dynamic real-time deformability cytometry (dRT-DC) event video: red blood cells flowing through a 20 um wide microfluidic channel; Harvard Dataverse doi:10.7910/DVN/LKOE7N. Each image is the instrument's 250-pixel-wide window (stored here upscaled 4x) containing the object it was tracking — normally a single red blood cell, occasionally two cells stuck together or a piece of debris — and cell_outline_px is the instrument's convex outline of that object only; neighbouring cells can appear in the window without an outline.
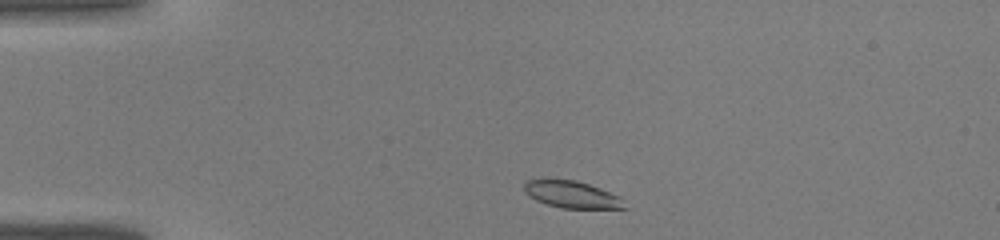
{"species": "common noctule bat (a hibernating species)", "species_latin": "Nyctalus noctula", "temperature_condition": "warm", "stored_images_in_passage": 35, "camera_frame_rate_fps": 3000, "um_per_image_px": 0.085, "animal": {"sex": "male", "body_mass_g": 19.0, "forearm_length_mm": 50.8}, "frame": {"image": 1, "passage_image": 2, "time_ms": 0.333, "image_size_px": [1000, 240], "cell_outline_px": [[628, 208], [560, 208], [536, 200], [528, 196], [524, 192], [524, 180], [576, 180], [600, 188], [620, 196]], "centroid_in_image_um": [48.6, 16.54], "position_along_channel_um": 36.4, "area_um2": 15.66}}
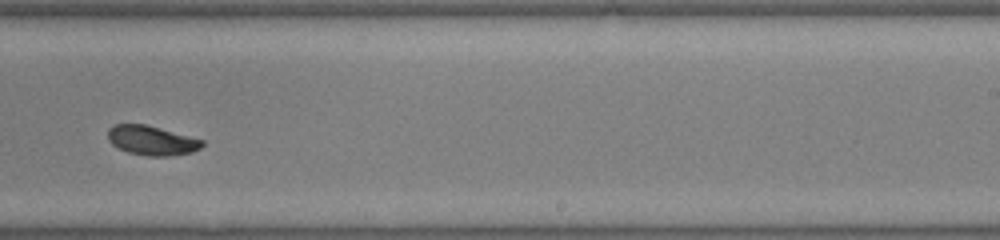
{"frame": {"image": 2, "passage_image": 20, "time_ms": 6.333, "image_size_px": [1000, 240], "cell_outline_px": [[204, 144], [200, 148], [192, 152], [172, 156], [148, 156], [128, 152], [112, 144], [108, 140], [108, 128], [112, 124], [144, 124], [160, 128], [204, 140]], "centroid_in_image_um": [12.89, 11.94], "position_along_channel_um": 276.1, "area_um2": 16.18}}
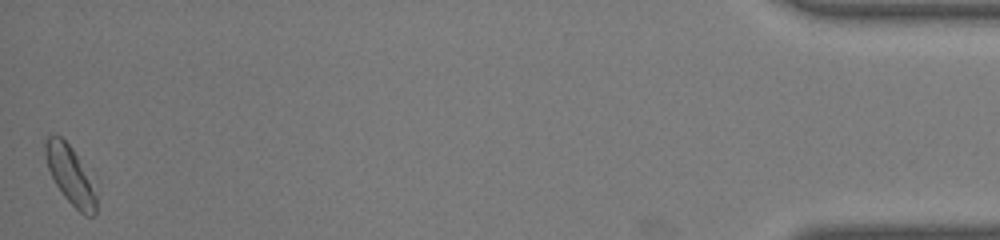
{"frame": {"image": 3, "passage_image": 35, "time_ms": 11.333, "image_size_px": [1000, 240], "cell_outline_px": [[96, 212], [92, 216], [84, 216], [64, 196], [56, 184], [48, 168], [44, 156], [44, 140], [48, 136], [60, 136], [72, 148], [96, 196]], "centroid_in_image_um": [5.9, 14.88], "position_along_channel_um": 429.3, "area_um2": 16.36}}